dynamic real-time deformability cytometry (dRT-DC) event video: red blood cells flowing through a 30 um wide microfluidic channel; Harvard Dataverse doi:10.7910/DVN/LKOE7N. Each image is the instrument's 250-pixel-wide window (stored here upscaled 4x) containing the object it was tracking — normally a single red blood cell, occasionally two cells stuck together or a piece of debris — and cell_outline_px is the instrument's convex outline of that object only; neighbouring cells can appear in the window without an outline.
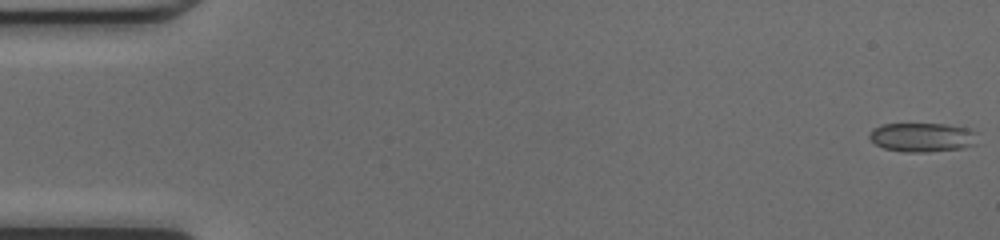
{"species": "common noctule bat (a hibernating species)", "species_latin": "Nyctalus noctula", "temperature_condition": "cold", "stored_images_in_passage": 49, "camera_frame_rate_fps": 3000, "um_per_image_px": 0.085, "animal": {"sex": "female", "body_mass_g": 17.0, "forearm_length_mm": 48.0}, "frame": {"image": 1, "passage_image": 1, "time_ms": 0.0, "image_size_px": [1000, 240], "cell_outline_px": [[980, 132], [976, 144], [964, 148], [928, 152], [904, 152], [884, 148], [876, 144], [868, 136], [872, 128], [884, 124], [948, 124], [968, 128]], "centroid_in_image_um": [78.47, 11.67], "position_along_channel_um": 6.5, "area_um2": 18.67}}
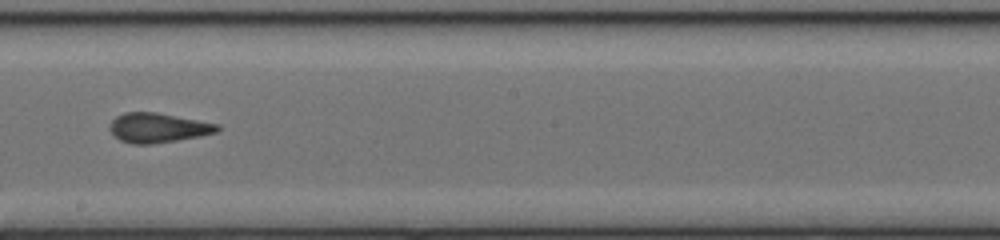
{"frame": {"image": 2, "passage_image": 28, "time_ms": 9.0, "image_size_px": [1000, 240], "cell_outline_px": [[220, 128], [216, 132], [200, 136], [152, 144], [132, 144], [120, 140], [112, 132], [112, 120], [116, 116], [124, 112], [156, 112], [220, 124]], "centroid_in_image_um": [13.46, 10.85], "position_along_channel_um": 234.7, "area_um2": 18.32}}
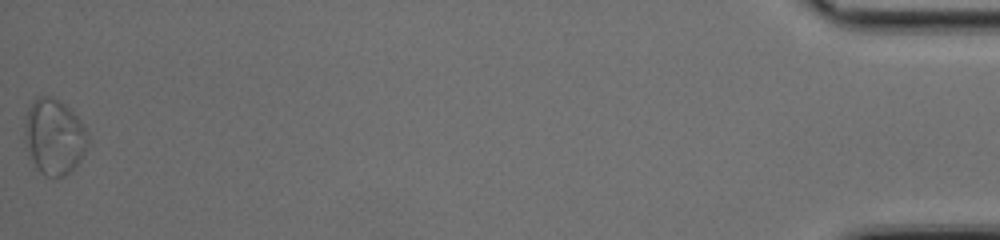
{"frame": {"image": 3, "passage_image": 49, "time_ms": 16.0, "image_size_px": [1000, 240], "cell_outline_px": [[88, 136], [84, 152], [80, 160], [64, 176], [44, 176], [36, 168], [28, 148], [24, 132], [24, 124], [28, 108], [32, 100], [36, 96], [52, 96], [64, 104], [80, 120]], "centroid_in_image_um": [4.57, 11.59], "position_along_channel_um": 430.6, "area_um2": 27.34}, "authors_computed_cell_mechanics": {"area_um2": 18.7272, "velocity_mm_per_s": 4.2664, "shape_relaxation_time_tau1_ms": null, "shape_relaxation_time_tau2_ms": 0.6454, "deformation_change_tau1": null, "deformation_change_tau2": 0.0434}}